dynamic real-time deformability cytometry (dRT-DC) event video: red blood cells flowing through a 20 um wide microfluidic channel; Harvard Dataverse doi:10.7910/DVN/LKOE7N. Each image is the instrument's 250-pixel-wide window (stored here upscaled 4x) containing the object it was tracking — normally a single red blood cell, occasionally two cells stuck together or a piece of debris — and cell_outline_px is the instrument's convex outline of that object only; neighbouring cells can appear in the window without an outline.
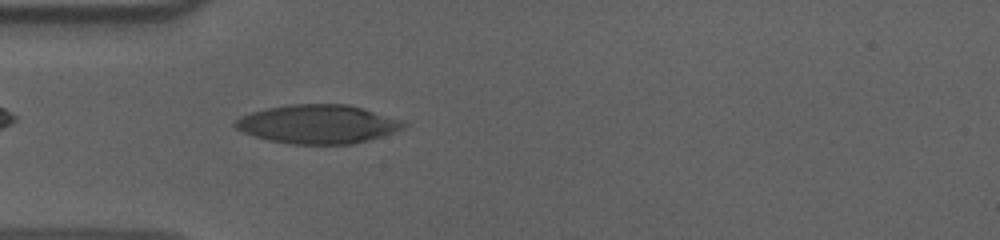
{"species": "human", "species_latin": "Homo sapiens", "temperature_condition": "cold", "stored_images_in_passage": 43, "camera_frame_rate_fps": 3000, "um_per_image_px": 0.085, "donor": {"sex": "male"}, "frame": {"image": 1, "passage_image": 4, "time_ms": 1.0, "image_size_px": [1000, 240], "cell_outline_px": [[408, 124], [404, 128], [368, 140], [352, 144], [292, 144], [268, 140], [244, 132], [236, 128], [232, 124], [240, 116], [252, 112], [268, 108], [292, 104], [348, 104], [404, 120]], "centroid_in_image_um": [27.03, 10.55], "position_along_channel_um": 58.0, "area_um2": 37.86}}
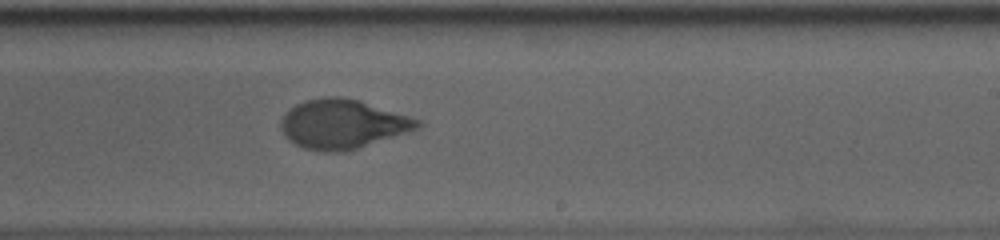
{"frame": {"image": 2, "passage_image": 21, "time_ms": 6.667, "image_size_px": [1000, 240], "cell_outline_px": [[424, 124], [420, 128], [344, 152], [324, 152], [304, 148], [288, 140], [284, 136], [280, 128], [280, 120], [288, 108], [304, 100], [324, 96], [340, 96], [360, 100], [420, 120]], "centroid_in_image_um": [29.07, 10.53], "position_along_channel_um": 259.9, "area_um2": 39.36}}
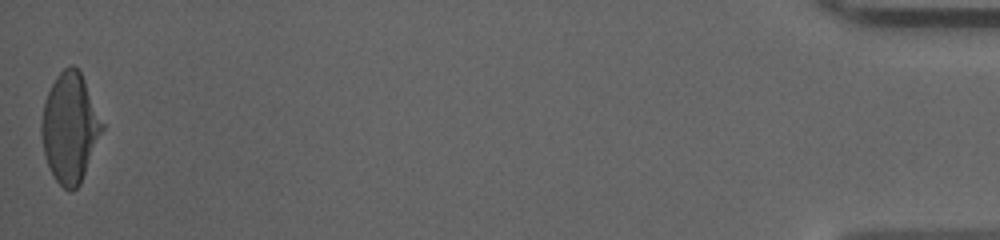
{"frame": {"image": 3, "passage_image": 43, "time_ms": 14.0, "image_size_px": [1000, 240], "cell_outline_px": [[104, 128], [80, 184], [72, 192], [68, 192], [56, 180], [44, 156], [40, 132], [40, 124], [44, 100], [56, 76], [68, 64], [72, 64], [80, 72], [84, 80], [104, 124]], "centroid_in_image_um": [5.92, 10.86], "position_along_channel_um": 429.3, "area_um2": 38.67}, "authors_computed_cell_mechanics": {"area_um2": 38.9572, "velocity_mm_per_s": 3.6317, "shape_relaxation_time_tau1_ms": 4.3581, "shape_relaxation_time_tau2_ms": 0.8123, "deformation_change_tau1": 0.1785, "deformation_change_tau2": 0.0548}}